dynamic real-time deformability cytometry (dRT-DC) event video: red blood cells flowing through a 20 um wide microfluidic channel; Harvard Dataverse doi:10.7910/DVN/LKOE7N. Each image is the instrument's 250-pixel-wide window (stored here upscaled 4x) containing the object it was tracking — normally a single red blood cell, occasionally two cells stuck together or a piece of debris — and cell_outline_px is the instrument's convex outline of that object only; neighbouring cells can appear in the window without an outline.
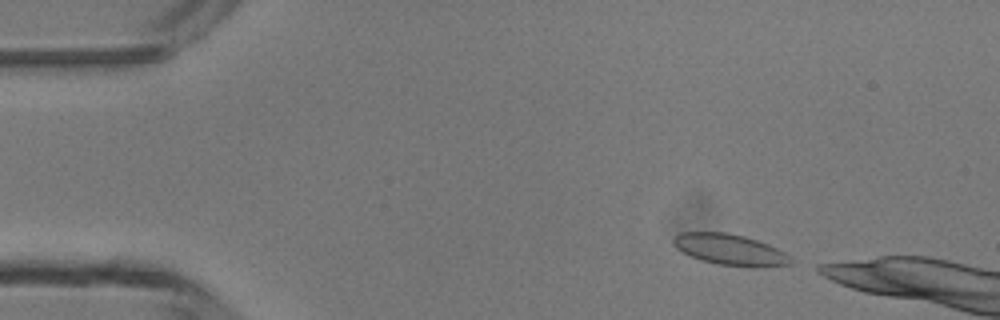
{"species": "common noctule bat (a hibernating species)", "species_latin": "Nyctalus noctula", "temperature_condition": "room temperature", "stored_images_in_passage": 4, "camera_frame_rate_fps": 3000, "um_per_image_px": 0.085, "animal": {"sex": "male", "body_mass_g": 13.3}, "frame": {"image": 1, "passage_image": 1, "time_ms": 0.0, "image_size_px": [1000, 320], "cell_outline_px": [[792, 264], [756, 268], [748, 268], [716, 264], [700, 260], [676, 248], [672, 244], [672, 240], [680, 232], [724, 232], [744, 236], [768, 244], [792, 256]], "centroid_in_image_um": [62.08, 21.24], "position_along_channel_um": 22.9, "area_um2": 21.44}}